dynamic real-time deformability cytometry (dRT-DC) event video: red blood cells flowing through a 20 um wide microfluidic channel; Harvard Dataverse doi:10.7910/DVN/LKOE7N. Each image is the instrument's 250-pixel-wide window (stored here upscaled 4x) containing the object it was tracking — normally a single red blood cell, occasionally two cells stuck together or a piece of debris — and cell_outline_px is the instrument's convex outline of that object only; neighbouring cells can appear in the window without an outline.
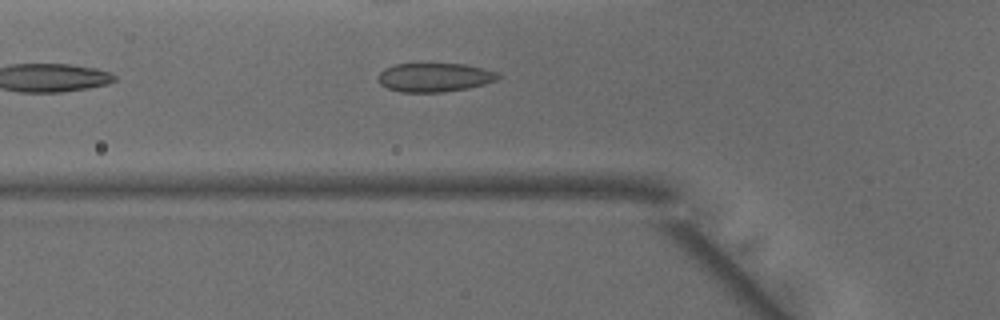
{"species": "common noctule bat (a hibernating species)", "species_latin": "Nyctalus noctula", "temperature_condition": "warm", "stored_images_in_passage": 11, "camera_frame_rate_fps": 3000, "um_per_image_px": 0.085, "animal": {"sex": "male", "body_mass_g": 15.6}, "frame": {"image": 1, "passage_image": 2, "time_ms": 0.333, "image_size_px": [1000, 320], "cell_outline_px": [[500, 76], [496, 80], [484, 84], [468, 88], [444, 92], [400, 92], [388, 88], [380, 84], [380, 72], [384, 68], [396, 64], [464, 64], [484, 68], [496, 72]], "centroid_in_image_um": [36.95, 6.58], "position_along_channel_um": 88.9, "area_um2": 20.0}}
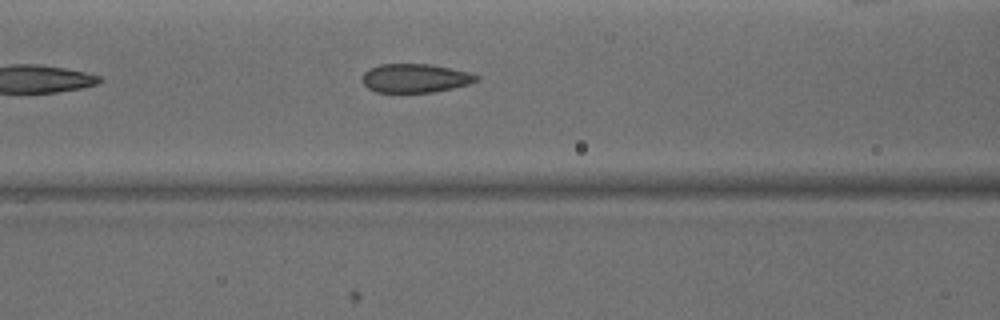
{"frame": {"image": 2, "passage_image": 5, "time_ms": 1.333, "image_size_px": [1000, 320], "cell_outline_px": [[480, 80], [468, 84], [452, 88], [432, 92], [376, 92], [368, 88], [364, 84], [364, 72], [368, 68], [380, 64], [428, 64], [468, 72], [480, 76]], "centroid_in_image_um": [35.3, 6.64], "position_along_channel_um": 131.3, "area_um2": 18.96}}